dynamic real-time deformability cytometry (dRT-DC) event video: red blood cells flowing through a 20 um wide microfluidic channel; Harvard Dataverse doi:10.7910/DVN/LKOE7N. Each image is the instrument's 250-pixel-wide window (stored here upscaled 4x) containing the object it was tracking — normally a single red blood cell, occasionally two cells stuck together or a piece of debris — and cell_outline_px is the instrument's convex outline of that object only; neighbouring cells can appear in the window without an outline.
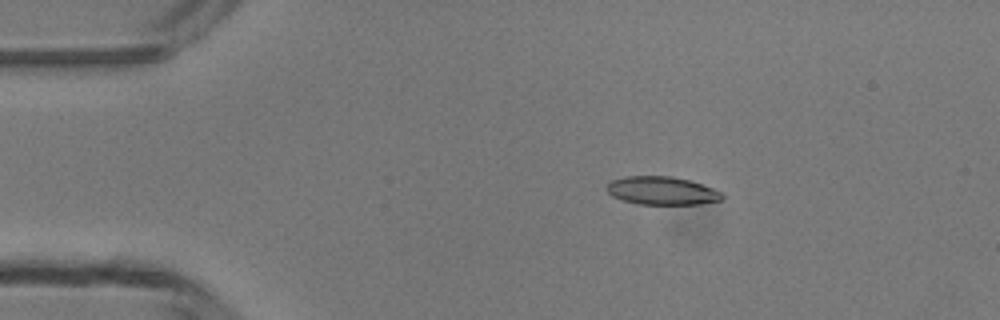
{"species": "common noctule bat (a hibernating species)", "species_latin": "Nyctalus noctula", "temperature_condition": "room temperature", "stored_images_in_passage": 8, "camera_frame_rate_fps": 3000, "um_per_image_px": 0.085, "animal": {"sex": "male", "body_mass_g": 13.3}, "frame": {"image": 1, "passage_image": 8, "time_ms": 2.333, "image_size_px": [1000, 320], "cell_outline_px": [[724, 200], [700, 204], [636, 204], [612, 196], [604, 188], [612, 180], [624, 176], [672, 176], [688, 180], [724, 192]], "centroid_in_image_um": [56.28, 16.21], "position_along_channel_um": 28.7, "area_um2": 19.07}}